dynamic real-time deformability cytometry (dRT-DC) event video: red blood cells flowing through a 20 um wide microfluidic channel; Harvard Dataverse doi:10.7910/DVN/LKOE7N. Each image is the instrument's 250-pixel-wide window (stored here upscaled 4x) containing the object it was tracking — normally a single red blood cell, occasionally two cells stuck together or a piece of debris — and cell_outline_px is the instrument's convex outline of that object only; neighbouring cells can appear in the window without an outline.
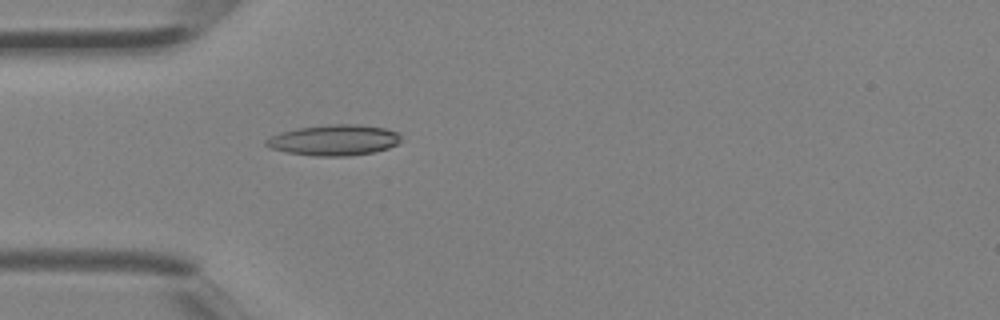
{"species": "Egyptian fruit bat (a non-hibernating species)", "species_latin": "Rousettus aegyptiacus", "temperature_condition": "room temperature", "stored_images_in_passage": 3, "camera_frame_rate_fps": 3000, "um_per_image_px": 0.085, "animal": {"sex": "female"}, "frame": {"image": 1, "passage_image": 3, "time_ms": 0.667, "image_size_px": [1000, 320], "cell_outline_px": [[400, 140], [396, 144], [388, 148], [372, 152], [348, 156], [316, 156], [284, 152], [268, 148], [264, 144], [264, 140], [280, 132], [296, 128], [328, 124], [356, 124], [384, 128], [400, 132]], "centroid_in_image_um": [28.35, 11.9], "position_along_channel_um": 56.7, "area_um2": 24.33}}